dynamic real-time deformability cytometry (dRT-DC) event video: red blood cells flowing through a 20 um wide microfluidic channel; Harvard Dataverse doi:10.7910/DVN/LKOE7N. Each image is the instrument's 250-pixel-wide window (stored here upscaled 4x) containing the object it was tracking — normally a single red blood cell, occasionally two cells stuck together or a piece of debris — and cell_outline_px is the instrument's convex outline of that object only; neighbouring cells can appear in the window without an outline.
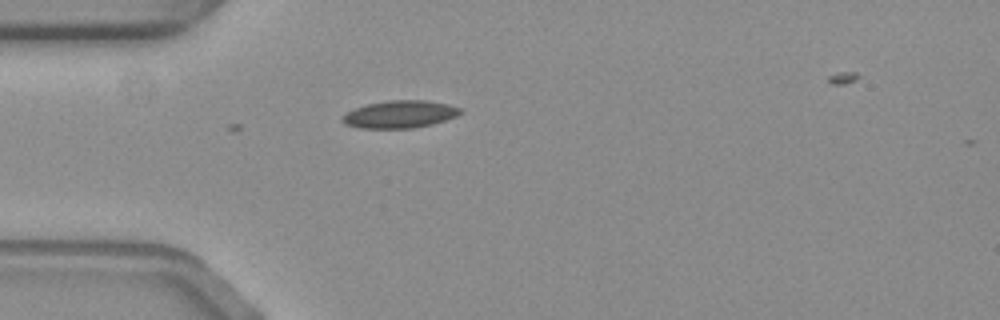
{"species": "common noctule bat (a hibernating species)", "species_latin": "Nyctalus noctula", "temperature_condition": "warm", "stored_images_in_passage": 13, "camera_frame_rate_fps": 3000, "um_per_image_px": 0.085, "animal": {"sex": "female", "body_mass_g": 19.3, "forearm_length_mm": 54.1}, "frame": {"image": 1, "passage_image": 1, "time_ms": 0.0, "image_size_px": [1000, 320], "cell_outline_px": [[464, 112], [456, 116], [432, 124], [412, 128], [360, 128], [344, 124], [340, 120], [340, 116], [356, 108], [368, 104], [388, 100], [428, 100], [448, 104], [460, 108]], "centroid_in_image_um": [33.98, 9.71], "position_along_channel_um": 51.0, "area_um2": 18.9}}